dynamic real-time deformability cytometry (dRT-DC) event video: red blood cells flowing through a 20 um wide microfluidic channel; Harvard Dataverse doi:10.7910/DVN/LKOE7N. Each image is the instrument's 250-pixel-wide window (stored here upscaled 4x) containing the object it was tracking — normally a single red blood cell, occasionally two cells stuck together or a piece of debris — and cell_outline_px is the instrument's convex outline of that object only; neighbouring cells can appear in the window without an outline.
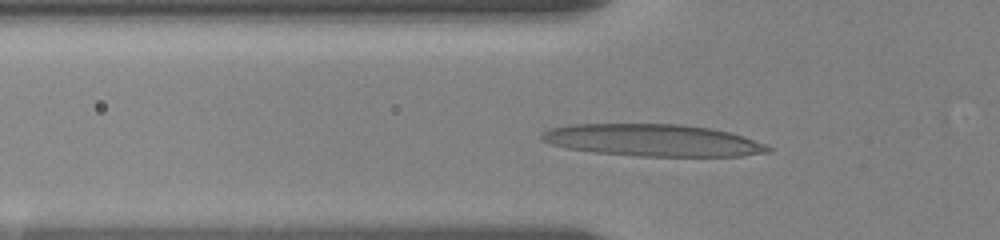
{"species": "human", "species_latin": "Homo sapiens", "temperature_condition": "room temperature", "stored_images_in_passage": 9, "camera_frame_rate_fps": 3000, "um_per_image_px": 0.085, "donor": {"sex": "female"}, "frame": {"image": 1, "passage_image": 7, "time_ms": 4.667, "image_size_px": [1000, 240], "cell_outline_px": [[772, 152], [740, 156], [640, 156], [592, 152], [568, 148], [548, 144], [540, 140], [540, 136], [544, 132], [552, 128], [568, 124], [680, 124], [712, 128], [744, 136], [768, 144], [772, 148]], "centroid_in_image_um": [55.52, 11.92], "position_along_channel_um": 70.3, "area_um2": 42.6}}